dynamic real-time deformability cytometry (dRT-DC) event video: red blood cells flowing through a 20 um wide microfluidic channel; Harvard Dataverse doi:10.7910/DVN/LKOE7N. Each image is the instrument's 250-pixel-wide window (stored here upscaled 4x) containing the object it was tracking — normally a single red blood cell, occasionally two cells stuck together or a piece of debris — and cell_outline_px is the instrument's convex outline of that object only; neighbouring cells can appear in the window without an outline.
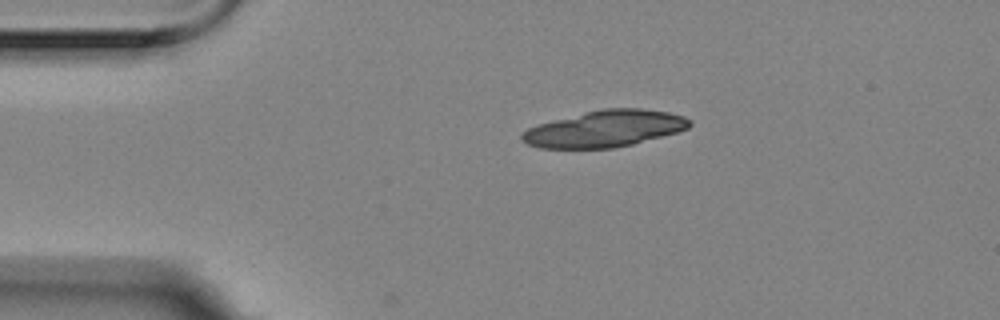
{"species": "Egyptian fruit bat (a non-hibernating species)", "species_latin": "Rousettus aegyptiacus", "temperature_condition": "room temperature", "stored_images_in_passage": 11, "segment_of_instrument_passage": [1, 2], "camera_frame_rate_fps": 3000, "um_per_image_px": 0.085, "animal": {"sex": "female"}, "frame": {"image": 1, "passage_image": 1, "time_ms": 0.0, "image_size_px": [1000, 320], "cell_outline_px": [[692, 124], [688, 128], [676, 132], [632, 144], [612, 148], [540, 148], [528, 144], [520, 140], [520, 136], [528, 128], [540, 124], [604, 108], [644, 108], [668, 112], [684, 116], [692, 120]], "centroid_in_image_um": [51.45, 10.94], "position_along_channel_um": 33.6, "area_um2": 35.26}}